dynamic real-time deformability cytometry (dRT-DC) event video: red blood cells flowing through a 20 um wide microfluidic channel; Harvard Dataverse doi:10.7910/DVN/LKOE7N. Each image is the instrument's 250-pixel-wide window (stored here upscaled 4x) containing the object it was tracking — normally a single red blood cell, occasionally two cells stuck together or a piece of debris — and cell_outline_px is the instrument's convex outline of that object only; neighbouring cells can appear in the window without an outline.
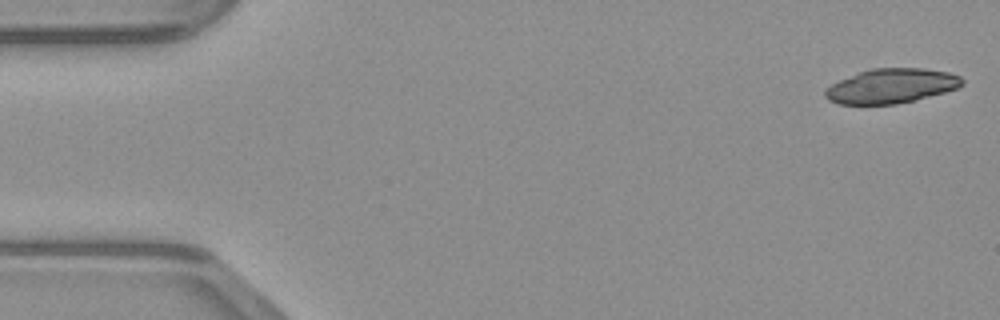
{"species": "common noctule bat (a hibernating species)", "species_latin": "Nyctalus noctula", "temperature_condition": "warm", "stored_images_in_passage": 47, "camera_frame_rate_fps": 3000, "um_per_image_px": 0.085, "animal": {"sex": "male", "body_mass_g": 23.1, "forearm_length_mm": 52.7}, "frame": {"image": 1, "passage_image": 1, "time_ms": 0.0, "image_size_px": [1000, 320], "cell_outline_px": [[964, 84], [956, 88], [944, 92], [916, 100], [896, 104], [836, 104], [828, 100], [824, 96], [824, 88], [840, 80], [860, 72], [872, 68], [924, 68], [948, 72], [960, 76], [964, 80]], "centroid_in_image_um": [75.75, 7.31], "position_along_channel_um": 9.2, "area_um2": 27.63}}